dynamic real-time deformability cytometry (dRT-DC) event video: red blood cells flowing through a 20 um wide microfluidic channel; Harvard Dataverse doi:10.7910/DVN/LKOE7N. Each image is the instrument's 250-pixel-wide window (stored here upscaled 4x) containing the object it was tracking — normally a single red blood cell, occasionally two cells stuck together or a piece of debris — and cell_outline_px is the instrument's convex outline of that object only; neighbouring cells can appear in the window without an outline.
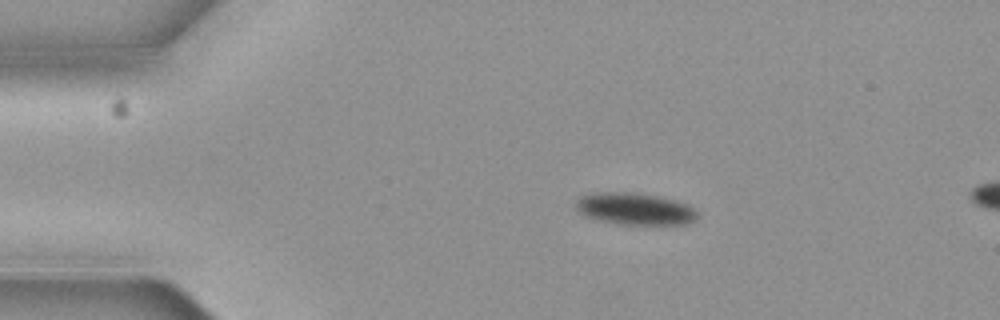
{"species": "common noctule bat (a hibernating species)", "species_latin": "Nyctalus noctula", "temperature_condition": "cold", "stored_images_in_passage": 3, "camera_frame_rate_fps": 3000, "um_per_image_px": 0.085, "animal": {"sex": "female", "body_mass_g": 19.3, "forearm_length_mm": 54.1}, "frame": {"image": 1, "passage_image": 1, "time_ms": 0.0, "image_size_px": [1000, 320], "cell_outline_px": [[700, 216], [696, 220], [688, 224], [620, 224], [600, 220], [588, 216], [580, 212], [576, 208], [576, 200], [580, 196], [592, 192], [632, 192], [660, 196], [676, 200], [688, 204]], "centroid_in_image_um": [54.0, 17.74], "position_along_channel_um": 31.0, "area_um2": 22.72}}